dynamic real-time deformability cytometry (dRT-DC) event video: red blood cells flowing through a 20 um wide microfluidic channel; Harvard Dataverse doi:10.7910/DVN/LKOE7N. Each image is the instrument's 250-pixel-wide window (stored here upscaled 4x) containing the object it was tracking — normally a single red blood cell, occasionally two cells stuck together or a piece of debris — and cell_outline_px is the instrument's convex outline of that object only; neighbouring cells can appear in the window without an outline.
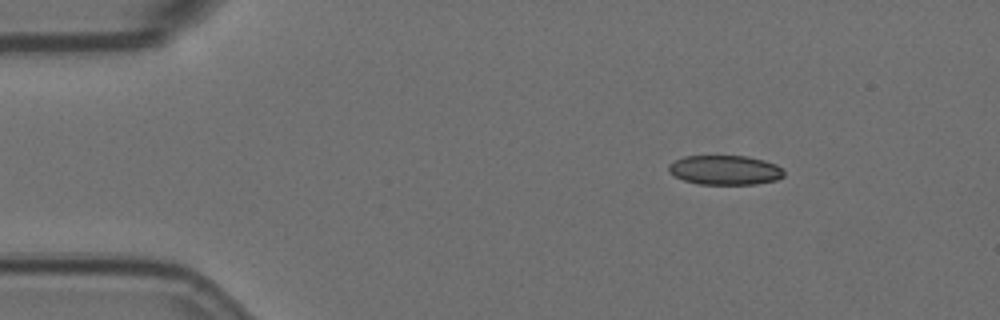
{"species": "Egyptian fruit bat (a non-hibernating species)", "species_latin": "Rousettus aegyptiacus", "temperature_condition": "room temperature", "stored_images_in_passage": 5, "camera_frame_rate_fps": 3000, "um_per_image_px": 0.085, "animal": {"sex": "female"}, "frame": {"image": 1, "passage_image": 2, "time_ms": 0.333, "image_size_px": [1000, 320], "cell_outline_px": [[784, 176], [776, 180], [756, 184], [700, 184], [684, 180], [668, 172], [668, 164], [684, 156], [748, 156], [764, 160], [776, 164], [784, 172]], "centroid_in_image_um": [61.63, 14.45], "position_along_channel_um": 23.4, "area_um2": 19.77}}
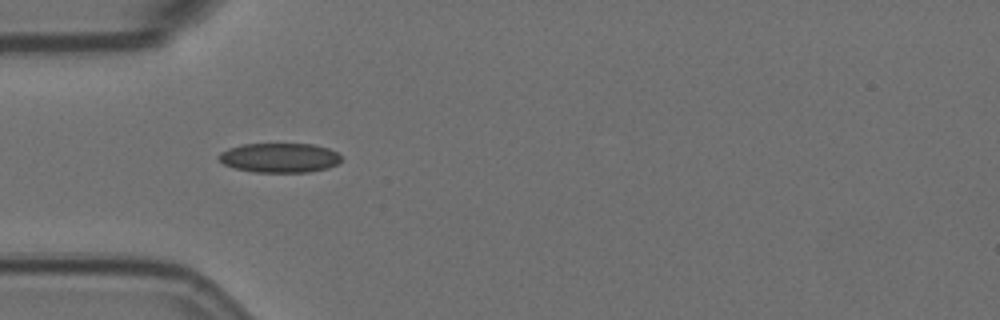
{"frame": {"image": 2, "passage_image": 4, "time_ms": 1.0, "image_size_px": [1000, 320], "cell_outline_px": [[340, 160], [336, 164], [328, 168], [308, 172], [252, 172], [236, 168], [224, 164], [216, 156], [220, 152], [228, 148], [244, 144], [312, 144], [328, 148], [336, 152], [340, 156]], "centroid_in_image_um": [23.73, 13.41], "position_along_channel_um": 61.3, "area_um2": 20.98}}
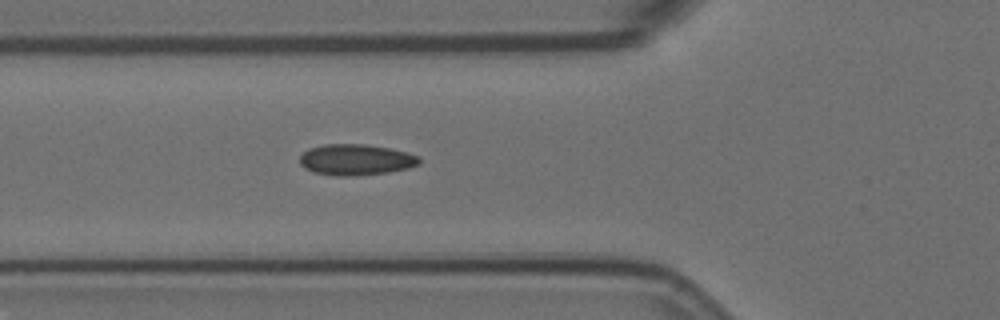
{"frame": {"image": 3, "passage_image": 5, "time_ms": 1.333, "image_size_px": [1000, 320], "cell_outline_px": [[420, 164], [408, 168], [388, 172], [356, 176], [336, 176], [312, 172], [304, 168], [300, 164], [300, 156], [308, 148], [324, 144], [364, 144], [388, 148], [408, 152], [420, 156]], "centroid_in_image_um": [30.24, 13.58], "position_along_channel_um": 95.6, "area_um2": 21.79}}